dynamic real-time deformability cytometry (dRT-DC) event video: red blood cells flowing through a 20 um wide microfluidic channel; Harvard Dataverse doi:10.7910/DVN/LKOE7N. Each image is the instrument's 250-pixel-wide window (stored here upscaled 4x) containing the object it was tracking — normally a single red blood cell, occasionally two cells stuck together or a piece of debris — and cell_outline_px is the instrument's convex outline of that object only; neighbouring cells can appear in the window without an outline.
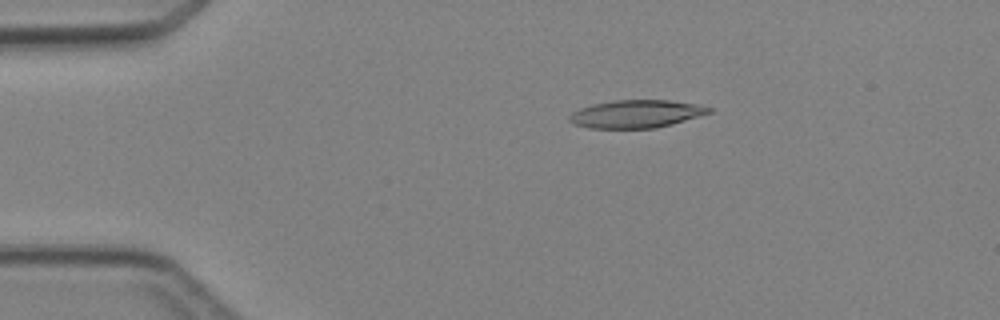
{"species": "Egyptian fruit bat (a non-hibernating species)", "species_latin": "Rousettus aegyptiacus", "temperature_condition": "cold", "stored_images_in_passage": 3, "camera_frame_rate_fps": 3000, "um_per_image_px": 0.085, "animal": {"sex": "female"}, "frame": {"image": 1, "passage_image": 2, "time_ms": 1.333, "image_size_px": [1000, 320], "cell_outline_px": [[712, 112], [672, 124], [656, 128], [588, 128], [576, 124], [568, 120], [568, 116], [572, 112], [580, 108], [592, 104], [616, 100], [668, 100], [692, 104], [712, 108]], "centroid_in_image_um": [54.04, 9.69], "position_along_channel_um": 31.0, "area_um2": 22.43}}